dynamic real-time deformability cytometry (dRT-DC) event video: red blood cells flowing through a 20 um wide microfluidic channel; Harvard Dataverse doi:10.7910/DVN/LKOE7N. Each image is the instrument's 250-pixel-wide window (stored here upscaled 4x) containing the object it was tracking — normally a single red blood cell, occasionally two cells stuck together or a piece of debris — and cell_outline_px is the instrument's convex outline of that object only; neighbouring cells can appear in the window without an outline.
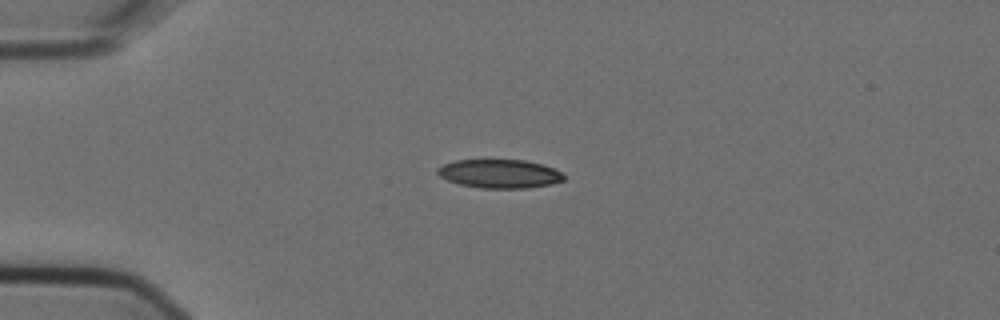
{"species": "Egyptian fruit bat (a non-hibernating species)", "species_latin": "Rousettus aegyptiacus", "temperature_condition": "cold", "stored_images_in_passage": 2, "camera_frame_rate_fps": 3000, "um_per_image_px": 0.085, "animal": {"sex": "female"}, "frame": {"image": 1, "passage_image": 1, "time_ms": 0.0, "image_size_px": [1000, 320], "cell_outline_px": [[564, 180], [552, 184], [528, 188], [480, 188], [460, 184], [448, 180], [440, 176], [436, 172], [436, 168], [444, 164], [456, 160], [524, 160], [544, 164], [560, 172], [564, 176]], "centroid_in_image_um": [42.46, 14.77], "position_along_channel_um": 42.5, "area_um2": 21.1}}